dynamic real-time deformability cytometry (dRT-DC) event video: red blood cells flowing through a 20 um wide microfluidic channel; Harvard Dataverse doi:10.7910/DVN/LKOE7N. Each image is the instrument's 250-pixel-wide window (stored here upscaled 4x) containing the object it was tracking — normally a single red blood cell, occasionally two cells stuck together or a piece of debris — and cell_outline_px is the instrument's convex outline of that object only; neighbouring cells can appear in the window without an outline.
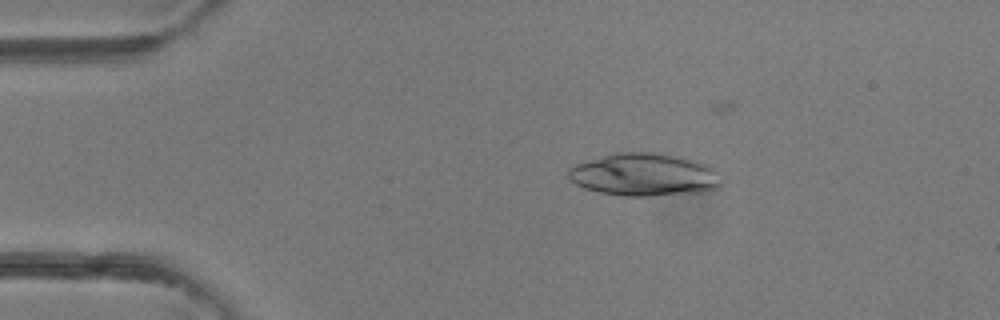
{"species": "common noctule bat (a hibernating species)", "species_latin": "Nyctalus noctula", "temperature_condition": "room temperature", "stored_images_in_passage": 6, "camera_frame_rate_fps": 3000, "um_per_image_px": 0.085, "animal": {"sex": "female"}, "frame": {"image": 1, "passage_image": 4, "time_ms": 3.667, "image_size_px": [1000, 320], "cell_outline_px": [[728, 180], [724, 184], [716, 188], [700, 192], [648, 196], [624, 196], [600, 192], [584, 188], [568, 180], [568, 168], [576, 164], [612, 152], [652, 152], [684, 156], [708, 164]], "centroid_in_image_um": [54.82, 14.84], "position_along_channel_um": 30.2, "area_um2": 38.9}}